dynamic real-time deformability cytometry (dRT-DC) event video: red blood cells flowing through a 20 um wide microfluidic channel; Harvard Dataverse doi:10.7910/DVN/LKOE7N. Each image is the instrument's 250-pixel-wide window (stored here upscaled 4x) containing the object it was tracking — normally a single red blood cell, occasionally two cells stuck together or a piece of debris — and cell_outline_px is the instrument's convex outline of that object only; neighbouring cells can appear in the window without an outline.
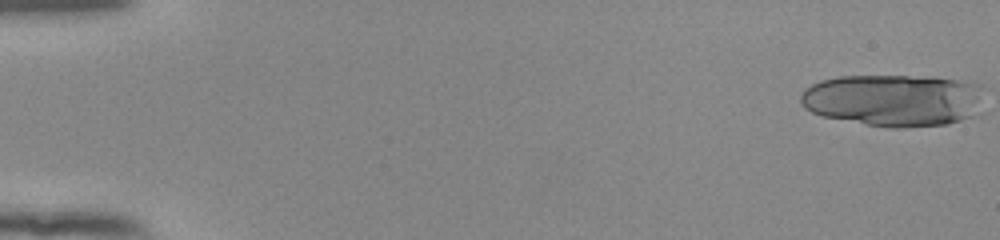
{"species": "human", "species_latin": "Homo sapiens", "temperature_condition": "room temperature", "stored_images_in_passage": 24, "camera_frame_rate_fps": 3000, "um_per_image_px": 0.085, "donor": {"sex": "female"}, "frame": {"image": 1, "passage_image": 1, "time_ms": 0.0, "image_size_px": [1000, 240], "cell_outline_px": [[984, 112], [948, 124], [904, 128], [896, 128], [868, 124], [824, 116], [812, 112], [804, 108], [800, 100], [800, 96], [804, 88], [820, 80], [840, 76], [932, 76], [980, 84]], "centroid_in_image_um": [76.01, 8.51], "position_along_channel_um": 9.0, "area_um2": 56.3}}